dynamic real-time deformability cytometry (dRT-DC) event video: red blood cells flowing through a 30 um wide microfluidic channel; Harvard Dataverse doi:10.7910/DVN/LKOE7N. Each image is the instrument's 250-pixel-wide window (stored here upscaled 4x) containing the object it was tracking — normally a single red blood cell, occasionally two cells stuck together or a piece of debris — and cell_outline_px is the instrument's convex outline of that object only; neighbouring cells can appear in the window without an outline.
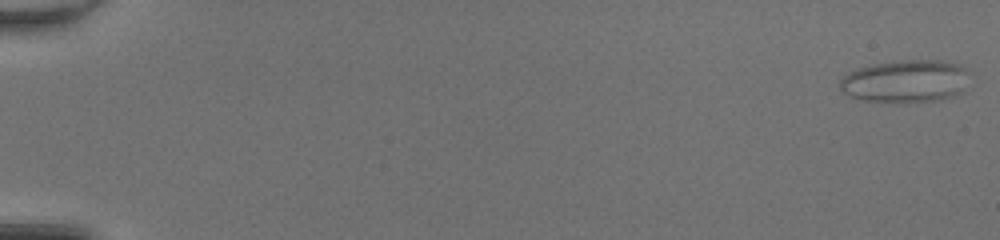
{"species": "common noctule bat (a hibernating species)", "species_latin": "Nyctalus noctula", "temperature_condition": "room temperature", "stored_images_in_passage": 50, "camera_frame_rate_fps": 3000, "um_per_image_px": 0.085, "animal": {"sex": "female", "body_mass_g": 20.0, "forearm_length_mm": 54.0}, "frame": {"image": 1, "passage_image": 1, "time_ms": 0.0, "image_size_px": [1000, 240], "cell_outline_px": [[964, 72], [960, 92], [952, 96], [940, 100], [900, 104], [860, 100], [848, 96], [840, 88], [840, 80], [848, 72], [872, 64], [900, 60], [940, 60], [960, 64], [964, 68]], "centroid_in_image_um": [76.86, 6.93], "position_along_channel_um": 8.1, "area_um2": 32.14}}
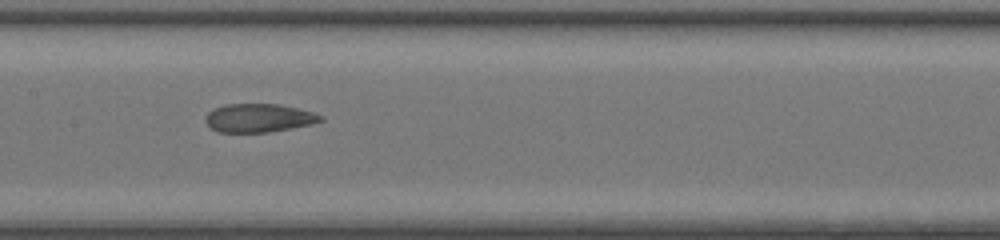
{"frame": {"image": 2, "passage_image": 27, "time_ms": 8.667, "image_size_px": [1000, 240], "cell_outline_px": [[324, 120], [312, 124], [292, 128], [268, 132], [216, 132], [204, 120], [208, 112], [212, 108], [224, 104], [280, 104], [312, 112], [324, 116]], "centroid_in_image_um": [21.99, 10.02], "position_along_channel_um": 185.4, "area_um2": 19.19}}
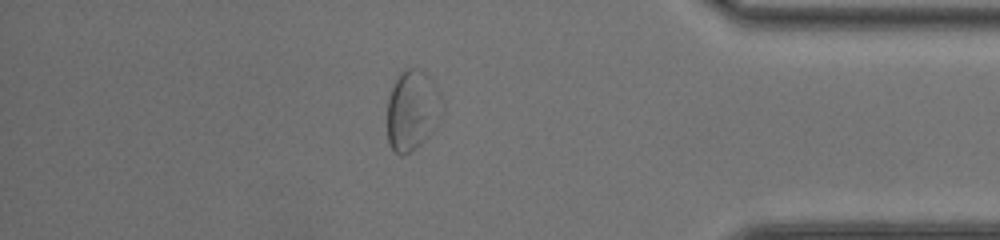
{"frame": {"image": 3, "passage_image": 44, "time_ms": 14.333, "image_size_px": [1000, 240], "cell_outline_px": [[444, 112], [436, 128], [420, 144], [404, 156], [400, 156], [388, 144], [388, 100], [392, 88], [400, 72], [408, 68], [420, 68], [432, 80], [440, 92], [444, 104]], "centroid_in_image_um": [35.09, 9.38], "position_along_channel_um": 400.1, "area_um2": 26.01}}